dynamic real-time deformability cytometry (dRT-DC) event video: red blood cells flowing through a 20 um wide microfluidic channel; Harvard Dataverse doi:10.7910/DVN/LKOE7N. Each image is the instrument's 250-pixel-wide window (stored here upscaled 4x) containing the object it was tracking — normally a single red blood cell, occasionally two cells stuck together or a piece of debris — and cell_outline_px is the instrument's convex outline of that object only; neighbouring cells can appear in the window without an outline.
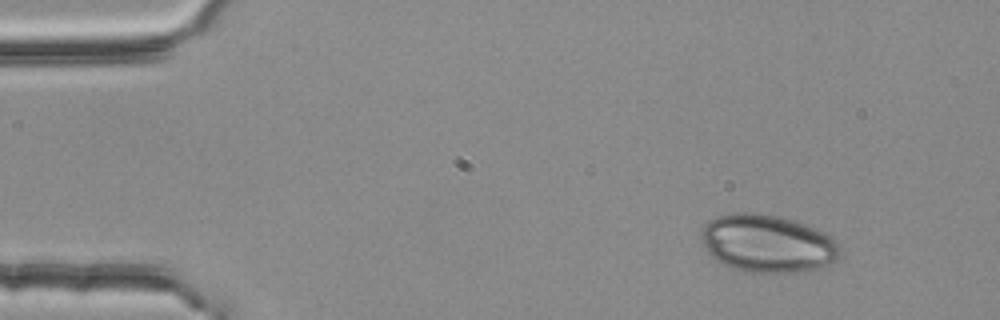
{"species": "common noctule bat (a hibernating species)", "species_latin": "Nyctalus noctula", "temperature_condition": "room temperature", "stored_images_in_passage": 3, "camera_frame_rate_fps": 3000, "um_per_image_px": 0.085, "animal": {"sex": "female", "body_mass_g": 25.1}, "frame": {"image": 1, "passage_image": 1, "time_ms": 0.0, "image_size_px": [1000, 320], "cell_outline_px": [[840, 256], [824, 264], [812, 268], [792, 272], [744, 272], [732, 268], [724, 264], [712, 256], [708, 252], [700, 236], [700, 228], [708, 220], [716, 216], [732, 212], [752, 212], [780, 216], [804, 224], [824, 232], [836, 240], [840, 248]], "centroid_in_image_um": [65.16, 20.66], "position_along_channel_um": 19.8, "area_um2": 46.41}}